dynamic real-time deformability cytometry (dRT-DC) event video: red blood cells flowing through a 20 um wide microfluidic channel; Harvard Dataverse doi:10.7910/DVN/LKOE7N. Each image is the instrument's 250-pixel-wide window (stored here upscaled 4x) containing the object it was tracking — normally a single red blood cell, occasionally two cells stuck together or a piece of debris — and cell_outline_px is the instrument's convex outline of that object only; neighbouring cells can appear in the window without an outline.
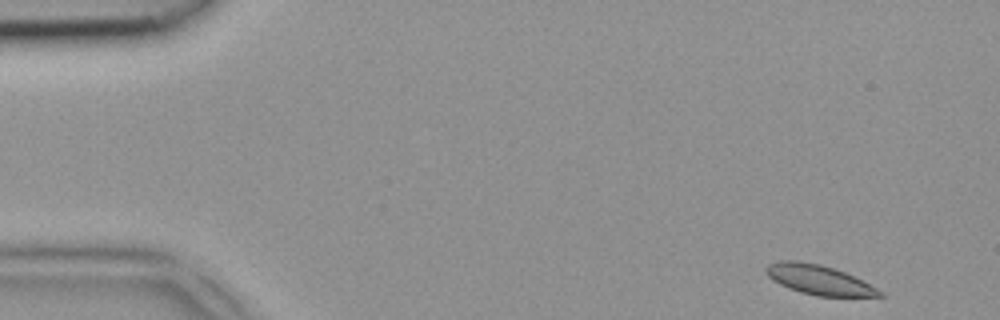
{"species": "common noctule bat (a hibernating species)", "species_latin": "Nyctalus noctula", "temperature_condition": "room temperature", "stored_images_in_passage": 4, "camera_frame_rate_fps": 3000, "um_per_image_px": 0.085, "animal": {"sex": "female", "body_mass_g": 18.4}, "frame": {"image": 1, "passage_image": 1, "time_ms": 0.0, "image_size_px": [1000, 320], "cell_outline_px": [[884, 296], [816, 296], [800, 292], [788, 288], [772, 280], [764, 272], [764, 268], [768, 264], [780, 260], [796, 260], [820, 264], [844, 272], [884, 292]], "centroid_in_image_um": [69.53, 23.77], "position_along_channel_um": 15.5, "area_um2": 19.48}}